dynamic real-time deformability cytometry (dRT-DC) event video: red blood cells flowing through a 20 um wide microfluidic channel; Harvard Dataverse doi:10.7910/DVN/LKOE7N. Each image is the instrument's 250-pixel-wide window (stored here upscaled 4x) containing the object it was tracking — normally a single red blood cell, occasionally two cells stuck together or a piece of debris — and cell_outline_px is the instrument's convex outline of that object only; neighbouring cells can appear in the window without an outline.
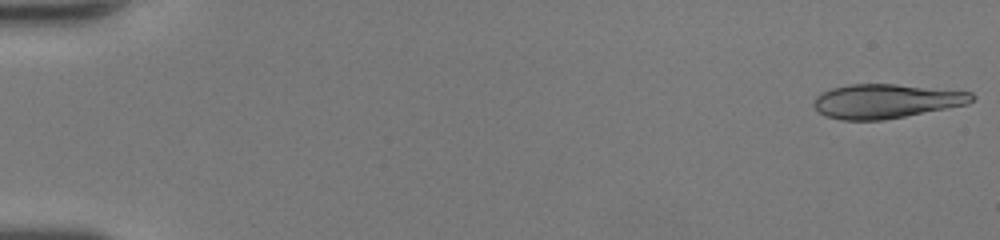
{"species": "human", "species_latin": "Homo sapiens", "temperature_condition": "room temperature", "stored_images_in_passage": 50, "segment_of_instrument_passage": [1, 2], "camera_frame_rate_fps": 3000, "um_per_image_px": 0.085, "donor": {"sex": "female"}, "frame": {"image": 1, "passage_image": 1, "time_ms": 0.0, "image_size_px": [1000, 240], "cell_outline_px": [[976, 96], [968, 104], [884, 120], [840, 120], [824, 116], [812, 104], [816, 96], [820, 92], [832, 88], [848, 84], [896, 84], [972, 92]], "centroid_in_image_um": [75.28, 8.59], "position_along_channel_um": 9.7, "area_um2": 31.56}}
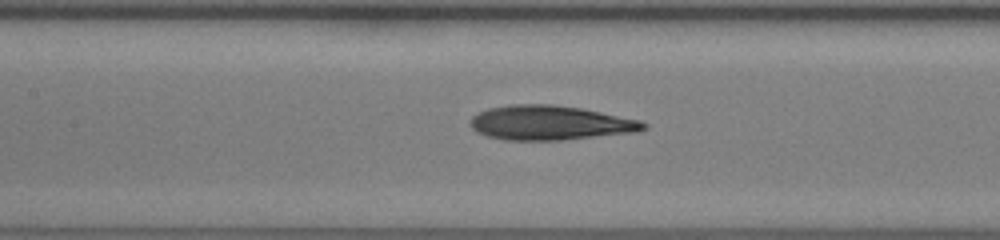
{"frame": {"image": 2, "passage_image": 24, "time_ms": 7.667, "image_size_px": [1000, 240], "cell_outline_px": [[648, 128], [636, 132], [564, 140], [504, 140], [488, 136], [472, 128], [472, 116], [476, 112], [488, 108], [512, 104], [552, 104], [580, 108], [640, 120], [648, 124]], "centroid_in_image_um": [46.78, 10.44], "position_along_channel_um": 160.6, "area_um2": 34.74}}
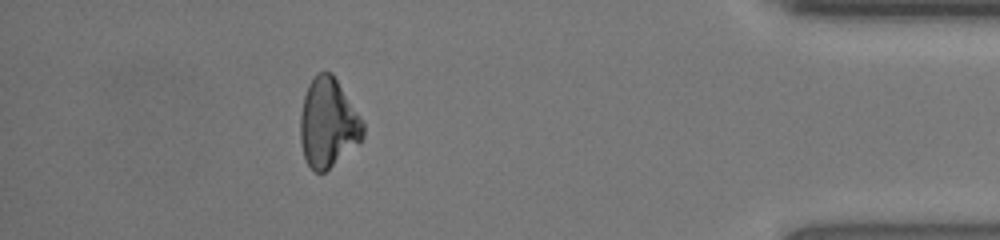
{"frame": {"image": 3, "passage_image": 44, "time_ms": 14.333, "image_size_px": [1000, 240], "cell_outline_px": [[364, 136], [360, 140], [324, 172], [316, 172], [308, 164], [304, 156], [300, 140], [300, 112], [304, 96], [308, 84], [312, 76], [316, 72], [332, 72], [360, 116], [364, 124]], "centroid_in_image_um": [27.86, 10.4], "position_along_channel_um": 407.3, "area_um2": 32.25}}